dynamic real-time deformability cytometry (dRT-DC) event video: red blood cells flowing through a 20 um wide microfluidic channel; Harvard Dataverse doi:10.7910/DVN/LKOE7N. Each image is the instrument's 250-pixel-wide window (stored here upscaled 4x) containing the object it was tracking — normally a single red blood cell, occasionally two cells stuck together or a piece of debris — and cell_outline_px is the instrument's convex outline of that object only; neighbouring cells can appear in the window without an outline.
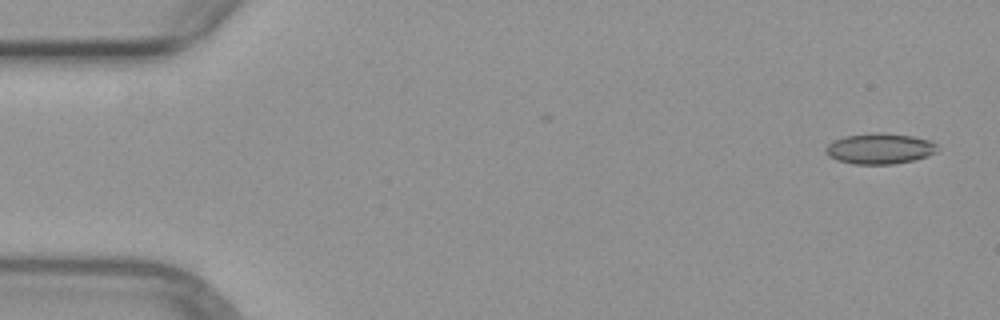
{"species": "common noctule bat (a hibernating species)", "species_latin": "Nyctalus noctula", "temperature_condition": "warm", "stored_images_in_passage": 5, "camera_frame_rate_fps": 3000, "um_per_image_px": 0.085, "animal": {"sex": "female", "body_mass_g": 29.2, "forearm_length_mm": 56.3}, "frame": {"image": 1, "passage_image": 1, "time_ms": 0.0, "image_size_px": [1000, 320], "cell_outline_px": [[936, 152], [928, 156], [912, 160], [892, 164], [856, 164], [836, 160], [828, 156], [824, 152], [824, 148], [828, 144], [844, 136], [876, 132], [884, 132], [912, 136], [928, 140], [936, 144]], "centroid_in_image_um": [74.74, 12.63], "position_along_channel_um": 10.3, "area_um2": 19.94}}